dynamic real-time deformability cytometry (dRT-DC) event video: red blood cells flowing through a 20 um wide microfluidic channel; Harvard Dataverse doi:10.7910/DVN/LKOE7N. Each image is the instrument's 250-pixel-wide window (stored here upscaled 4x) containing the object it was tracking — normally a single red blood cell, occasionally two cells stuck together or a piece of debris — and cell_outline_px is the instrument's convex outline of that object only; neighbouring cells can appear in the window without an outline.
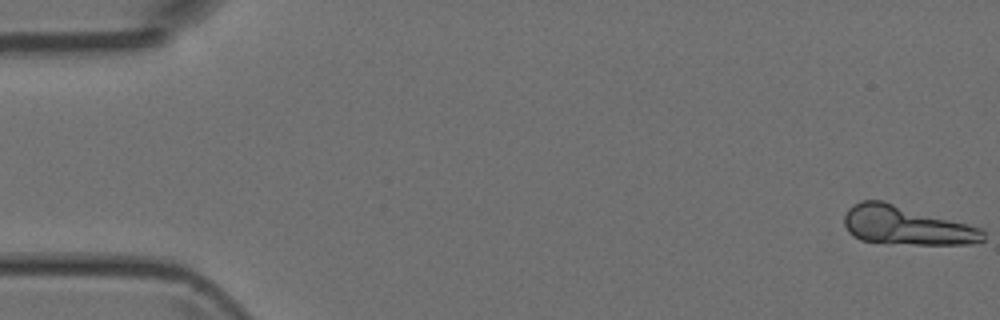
{"species": "Egyptian fruit bat (a non-hibernating species)", "species_latin": "Rousettus aegyptiacus", "temperature_condition": "room temperature", "stored_images_in_passage": 6, "camera_frame_rate_fps": 3000, "um_per_image_px": 0.085, "animal": {"sex": "female"}, "frame": {"image": 1, "passage_image": 1, "time_ms": 0.0, "image_size_px": [1000, 320], "cell_outline_px": [[984, 240], [968, 244], [916, 244], [860, 240], [852, 236], [848, 232], [844, 224], [844, 216], [848, 208], [860, 200], [884, 200], [980, 228], [984, 232]], "centroid_in_image_um": [76.98, 19.15], "position_along_channel_um": 8.0, "area_um2": 31.1}}